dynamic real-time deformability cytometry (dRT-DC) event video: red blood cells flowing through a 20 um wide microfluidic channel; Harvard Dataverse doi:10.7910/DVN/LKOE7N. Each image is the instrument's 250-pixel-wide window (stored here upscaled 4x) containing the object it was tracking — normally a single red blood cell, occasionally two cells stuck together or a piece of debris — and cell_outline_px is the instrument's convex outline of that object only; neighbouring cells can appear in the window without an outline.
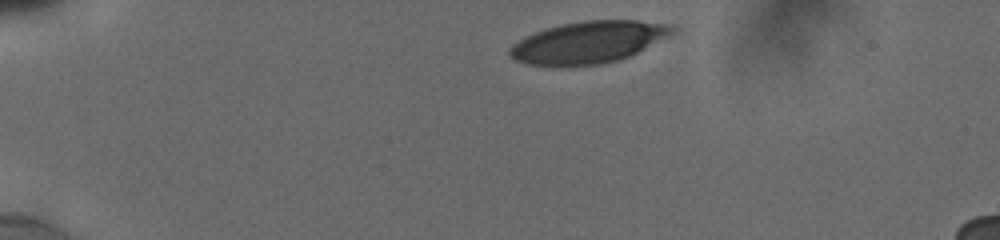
{"species": "human", "species_latin": "Homo sapiens", "temperature_condition": "cold", "stored_images_in_passage": 7, "camera_frame_rate_fps": 3000, "um_per_image_px": 0.085, "donor": {"sex": "male"}, "frame": {"image": 1, "passage_image": 1, "time_ms": 0.0, "image_size_px": [1000, 240], "cell_outline_px": [[680, 32], [620, 60], [600, 64], [564, 68], [556, 68], [528, 64], [516, 60], [508, 52], [512, 44], [536, 32], [548, 28], [564, 24], [584, 20], [636, 20], [664, 24], [676, 28]], "centroid_in_image_um": [50.05, 3.62], "position_along_channel_um": 34.9, "area_um2": 40.11}}
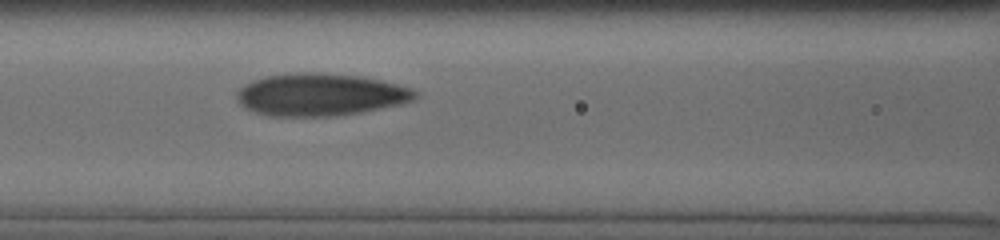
{"frame": {"image": 2, "passage_image": 6, "time_ms": 4.667, "image_size_px": [1000, 240], "cell_outline_px": [[416, 96], [412, 100], [404, 104], [360, 112], [336, 116], [268, 116], [244, 108], [236, 100], [236, 92], [244, 84], [252, 80], [268, 76], [296, 72], [316, 72], [360, 76], [380, 80], [412, 88], [416, 92]], "centroid_in_image_um": [27.2, 8.05], "position_along_channel_um": 139.4, "area_um2": 44.22}}
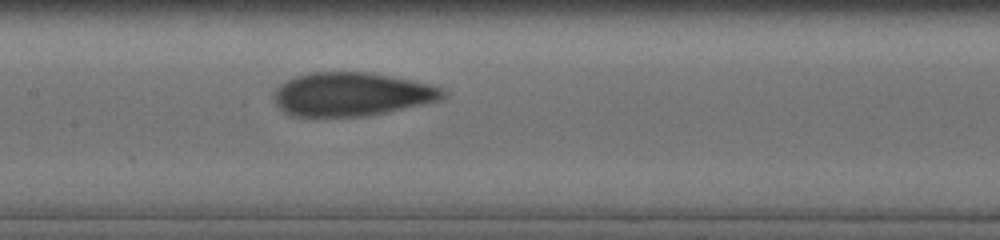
{"frame": {"image": 3, "passage_image": 7, "time_ms": 5.667, "image_size_px": [1000, 240], "cell_outline_px": [[444, 96], [440, 100], [384, 112], [364, 116], [288, 116], [276, 104], [276, 88], [280, 84], [296, 76], [312, 72], [368, 72], [412, 80], [432, 84], [440, 88], [444, 92]], "centroid_in_image_um": [29.86, 8.0], "position_along_channel_um": 177.5, "area_um2": 42.43}}